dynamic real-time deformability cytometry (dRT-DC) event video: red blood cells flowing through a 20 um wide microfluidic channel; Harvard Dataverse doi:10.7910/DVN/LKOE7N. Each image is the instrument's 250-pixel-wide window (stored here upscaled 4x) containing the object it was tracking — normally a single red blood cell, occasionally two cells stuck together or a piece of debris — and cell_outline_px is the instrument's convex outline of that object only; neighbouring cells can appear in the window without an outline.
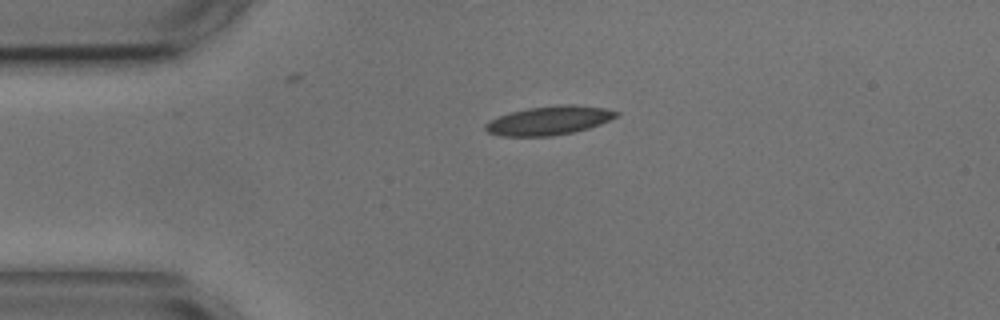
{"species": "common noctule bat (a hibernating species)", "species_latin": "Nyctalus noctula", "temperature_condition": "cold", "stored_images_in_passage": 3, "camera_frame_rate_fps": 3000, "um_per_image_px": 0.085, "animal": {"sex": "male", "body_mass_g": 17.9, "forearm_length_mm": 54.2}, "frame": {"image": 1, "passage_image": 1, "time_ms": 0.0, "image_size_px": [1000, 320], "cell_outline_px": [[620, 116], [600, 124], [588, 128], [572, 132], [552, 136], [500, 136], [488, 132], [484, 128], [484, 124], [500, 116], [512, 112], [528, 108], [564, 104], [572, 104], [604, 108], [620, 112]], "centroid_in_image_um": [46.71, 10.24], "position_along_channel_um": 38.3, "area_um2": 21.85}}